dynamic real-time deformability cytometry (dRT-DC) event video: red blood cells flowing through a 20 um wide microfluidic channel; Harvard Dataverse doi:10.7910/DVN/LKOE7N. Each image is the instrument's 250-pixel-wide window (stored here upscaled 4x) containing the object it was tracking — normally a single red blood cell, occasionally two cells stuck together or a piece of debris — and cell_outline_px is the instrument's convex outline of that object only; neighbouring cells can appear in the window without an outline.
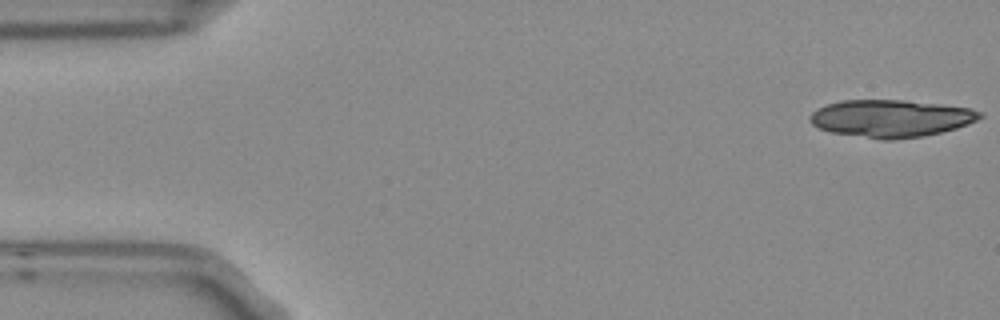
{"species": "Egyptian fruit bat (a non-hibernating species)", "species_latin": "Rousettus aegyptiacus", "temperature_condition": "room temperature", "stored_images_in_passage": 4, "camera_frame_rate_fps": 3000, "um_per_image_px": 0.085, "frame": {"image": 1, "passage_image": 1, "time_ms": 0.0, "image_size_px": [1000, 320], "cell_outline_px": [[984, 116], [968, 124], [956, 128], [924, 136], [892, 140], [880, 140], [828, 132], [812, 124], [808, 120], [808, 116], [816, 108], [840, 100], [904, 100], [972, 108], [980, 112]], "centroid_in_image_um": [75.68, 10.07], "position_along_channel_um": 9.3, "area_um2": 37.28}}